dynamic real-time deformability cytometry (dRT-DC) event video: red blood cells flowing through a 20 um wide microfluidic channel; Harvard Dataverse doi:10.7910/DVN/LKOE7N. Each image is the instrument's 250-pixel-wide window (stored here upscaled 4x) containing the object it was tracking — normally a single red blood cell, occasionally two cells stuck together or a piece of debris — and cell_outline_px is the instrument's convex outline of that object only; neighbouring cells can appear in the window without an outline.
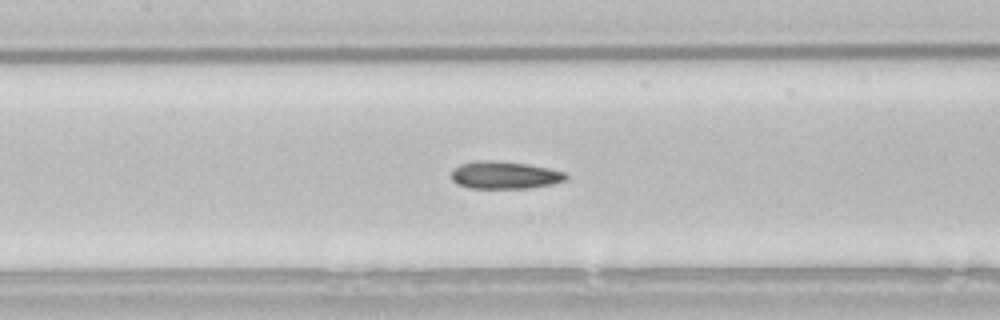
{"species": "common noctule bat (a hibernating species)", "species_latin": "Nyctalus noctula", "temperature_condition": "room temperature", "stored_images_in_passage": 44, "camera_frame_rate_fps": 3000, "um_per_image_px": 0.085, "animal": {"sex": "male", "body_mass_g": 21.5, "forearm_length_mm": 52.0}, "frame": {"image": 1, "passage_image": 14, "time_ms": 4.333, "image_size_px": [1000, 320], "cell_outline_px": [[568, 180], [552, 184], [528, 188], [468, 188], [456, 184], [452, 180], [452, 168], [460, 164], [476, 160], [492, 160], [528, 164], [548, 168], [564, 172], [568, 176]], "centroid_in_image_um": [42.87, 14.88], "position_along_channel_um": 164.5, "area_um2": 18.55}}
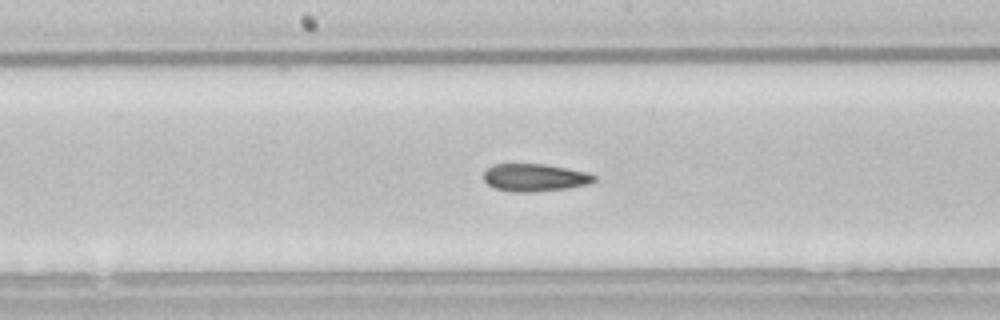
{"frame": {"image": 2, "passage_image": 17, "time_ms": 5.333, "image_size_px": [1000, 320], "cell_outline_px": [[596, 180], [588, 184], [568, 188], [532, 192], [516, 192], [496, 188], [488, 184], [484, 180], [484, 172], [492, 164], [544, 164], [568, 168], [588, 172], [596, 176]], "centroid_in_image_um": [45.48, 15.08], "position_along_channel_um": 202.7, "area_um2": 17.74}}
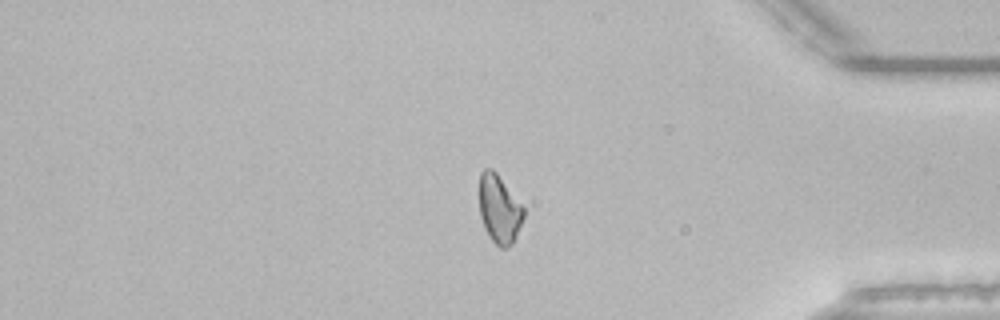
{"frame": {"image": 3, "passage_image": 34, "time_ms": 11.0, "image_size_px": [1000, 320], "cell_outline_px": [[524, 216], [516, 236], [512, 244], [508, 248], [500, 248], [488, 236], [484, 228], [480, 216], [480, 172], [484, 168], [492, 168], [496, 172], [524, 208]], "centroid_in_image_um": [42.43, 17.79], "position_along_channel_um": 392.8, "area_um2": 17.57}, "authors_computed_cell_mechanics": {"area_um2": 18.2648, "velocity_mm_per_s": 3.8414, "shape_relaxation_time_tau1_ms": 11.057, "shape_relaxation_time_tau2_ms": 4.1721, "deformation_change_tau1": 0.1973, "deformation_change_tau2": 0.1146}}